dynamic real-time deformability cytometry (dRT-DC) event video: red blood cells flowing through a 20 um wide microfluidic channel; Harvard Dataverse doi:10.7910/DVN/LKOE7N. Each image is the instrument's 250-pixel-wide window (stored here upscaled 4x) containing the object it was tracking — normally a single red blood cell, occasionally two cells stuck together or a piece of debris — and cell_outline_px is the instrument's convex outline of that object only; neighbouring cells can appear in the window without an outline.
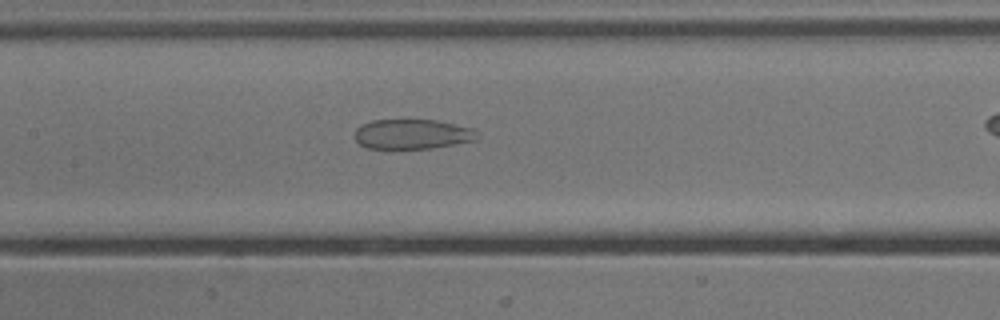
{"species": "common noctule bat (a hibernating species)", "species_latin": "Nyctalus noctula", "temperature_condition": "cold", "stored_images_in_passage": 28, "camera_frame_rate_fps": 3000, "um_per_image_px": 0.085, "animal": {"sex": "male", "body_mass_g": 13.3}, "frame": {"image": 1, "passage_image": 10, "time_ms": 3.0, "image_size_px": [1000, 320], "cell_outline_px": [[480, 136], [476, 140], [432, 148], [368, 148], [360, 144], [356, 140], [356, 128], [360, 124], [372, 120], [408, 116], [436, 120], [472, 128]], "centroid_in_image_um": [35.02, 11.34], "position_along_channel_um": 172.4, "area_um2": 22.08}}
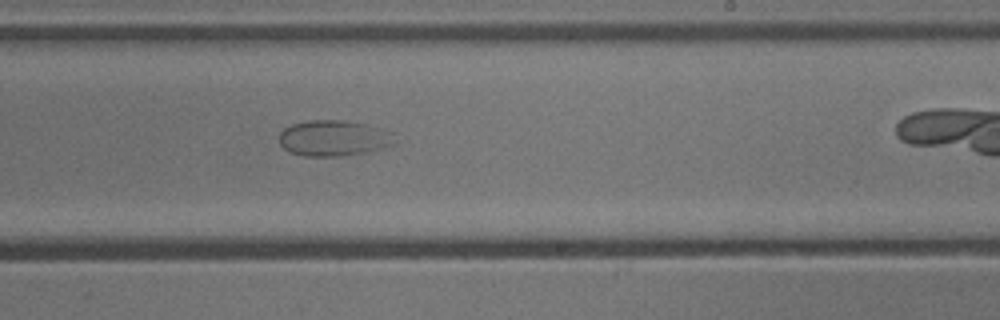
{"frame": {"image": 2, "passage_image": 17, "time_ms": 5.333, "image_size_px": [1000, 320], "cell_outline_px": [[392, 132], [388, 144], [360, 152], [340, 156], [304, 156], [292, 152], [284, 148], [280, 144], [280, 132], [284, 128], [292, 124], [308, 120], [344, 120], [364, 124]], "centroid_in_image_um": [28.21, 11.72], "position_along_channel_um": 260.8, "area_um2": 23.12}}
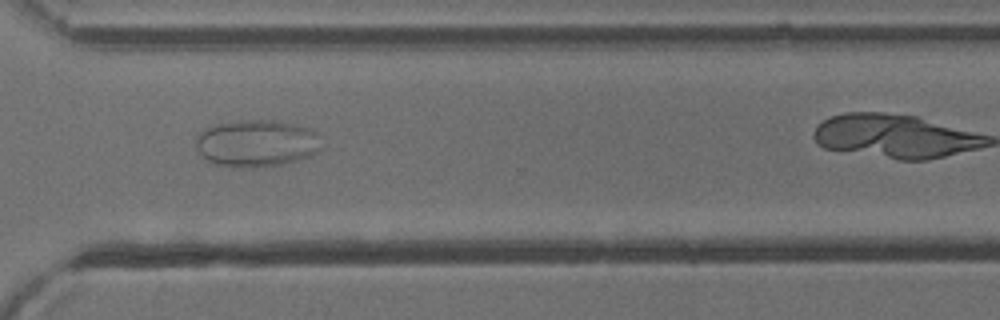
{"frame": {"image": 3, "passage_image": 24, "time_ms": 7.667, "image_size_px": [1000, 320], "cell_outline_px": [[324, 148], [308, 156], [284, 164], [260, 168], [236, 168], [216, 164], [208, 160], [196, 148], [196, 136], [200, 132], [208, 128], [220, 124], [244, 120], [272, 120], [292, 124], [308, 128], [316, 132]], "centroid_in_image_um": [21.84, 12.2], "position_along_channel_um": 348.8, "area_um2": 34.39}}